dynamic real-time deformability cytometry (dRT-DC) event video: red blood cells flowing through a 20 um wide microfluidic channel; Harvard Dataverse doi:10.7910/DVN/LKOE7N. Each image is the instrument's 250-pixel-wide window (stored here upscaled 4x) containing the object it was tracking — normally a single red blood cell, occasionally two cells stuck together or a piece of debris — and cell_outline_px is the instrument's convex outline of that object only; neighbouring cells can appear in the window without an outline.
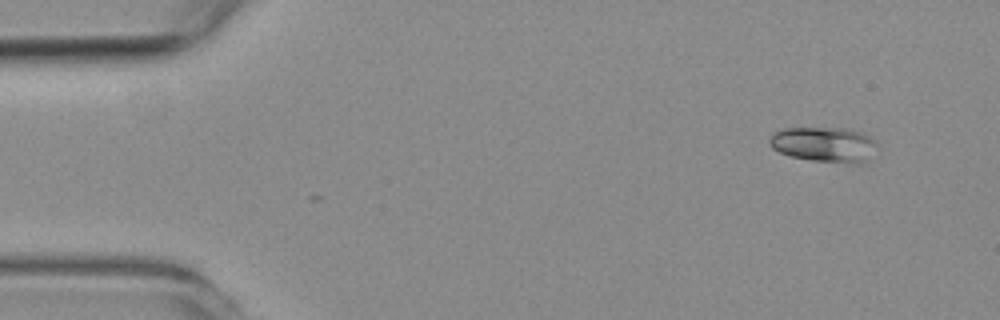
{"species": "common noctule bat (a hibernating species)", "species_latin": "Nyctalus noctula", "temperature_condition": "room temperature", "stored_images_in_passage": 2, "camera_frame_rate_fps": 3000, "um_per_image_px": 0.085, "animal": {"sex": "female", "body_mass_g": 19.3, "forearm_length_mm": 54.1}, "frame": {"image": 1, "passage_image": 2, "time_ms": 0.333, "image_size_px": [1000, 320], "cell_outline_px": [[880, 144], [868, 160], [812, 160], [792, 156], [780, 152], [772, 148], [768, 144], [768, 140], [772, 132], [784, 128], [852, 128], [876, 140]], "centroid_in_image_um": [70.02, 12.21], "position_along_channel_um": 15.0, "area_um2": 21.56}}